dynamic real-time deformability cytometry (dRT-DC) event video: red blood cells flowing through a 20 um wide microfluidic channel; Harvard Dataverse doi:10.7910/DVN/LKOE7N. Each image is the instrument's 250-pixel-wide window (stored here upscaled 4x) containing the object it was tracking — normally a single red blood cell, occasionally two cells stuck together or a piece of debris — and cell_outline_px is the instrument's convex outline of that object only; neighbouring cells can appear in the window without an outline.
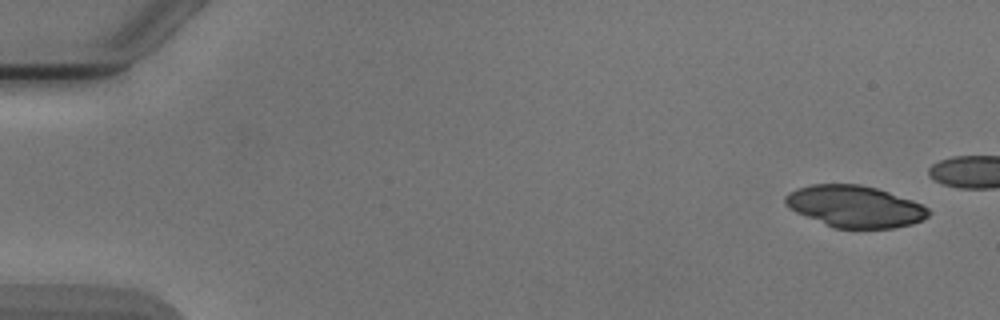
{"species": "Egyptian fruit bat (a non-hibernating species)", "species_latin": "Rousettus aegyptiacus", "temperature_condition": "cold", "stored_images_in_passage": 7, "camera_frame_rate_fps": 3000, "um_per_image_px": 0.085, "animal": {"sex": "male"}, "frame": {"image": 1, "passage_image": 1, "time_ms": 0.0, "image_size_px": [1000, 320], "cell_outline_px": [[932, 212], [928, 216], [912, 224], [892, 228], [836, 228], [796, 212], [788, 208], [784, 204], [784, 196], [788, 192], [796, 188], [812, 184], [860, 184], [876, 188], [912, 200], [928, 208]], "centroid_in_image_um": [72.63, 17.54], "position_along_channel_um": 12.4, "area_um2": 34.68}}
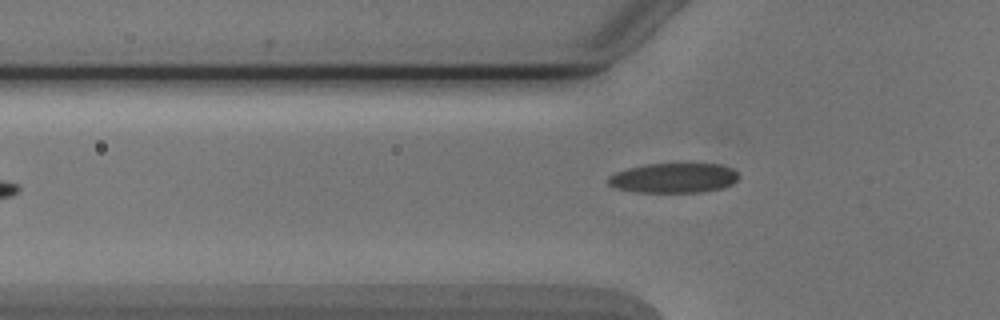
{"frame": {"image": 2, "passage_image": 6, "time_ms": 6.667, "image_size_px": [1000, 320], "cell_outline_px": [[740, 176], [732, 184], [720, 188], [704, 192], [636, 192], [616, 188], [608, 184], [608, 176], [616, 172], [628, 168], [644, 164], [720, 164], [732, 168]], "centroid_in_image_um": [57.26, 15.13], "position_along_channel_um": 68.5, "area_um2": 22.66}}